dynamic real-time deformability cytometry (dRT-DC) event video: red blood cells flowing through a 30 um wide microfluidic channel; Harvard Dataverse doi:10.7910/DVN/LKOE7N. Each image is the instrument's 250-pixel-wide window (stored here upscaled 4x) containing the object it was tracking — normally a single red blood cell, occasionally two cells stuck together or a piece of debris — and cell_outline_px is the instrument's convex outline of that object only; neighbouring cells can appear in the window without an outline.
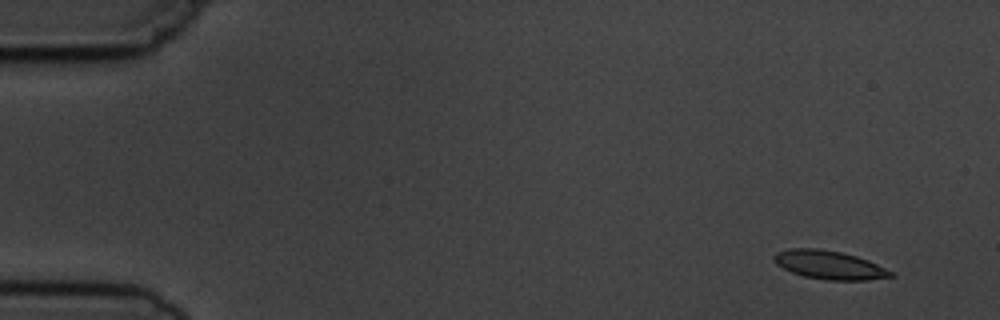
{"species": "common noctule bat (a hibernating species)", "species_latin": "Nyctalus noctula", "temperature_condition": "cold", "stored_images_in_passage": 7, "camera_frame_rate_fps": 3000, "um_per_image_px": 0.085, "animal": {"sex": "male", "body_mass_g": 19.5, "forearm_length_mm": 54.6}, "frame": {"image": 1, "passage_image": 1, "time_ms": 0.0, "image_size_px": [1000, 320], "cell_outline_px": [[896, 276], [868, 280], [824, 280], [804, 276], [792, 272], [776, 264], [772, 260], [772, 256], [776, 252], [792, 248], [820, 248], [840, 252], [856, 256], [868, 260], [892, 272]], "centroid_in_image_um": [70.46, 22.52], "position_along_channel_um": 14.5, "area_um2": 19.42}}
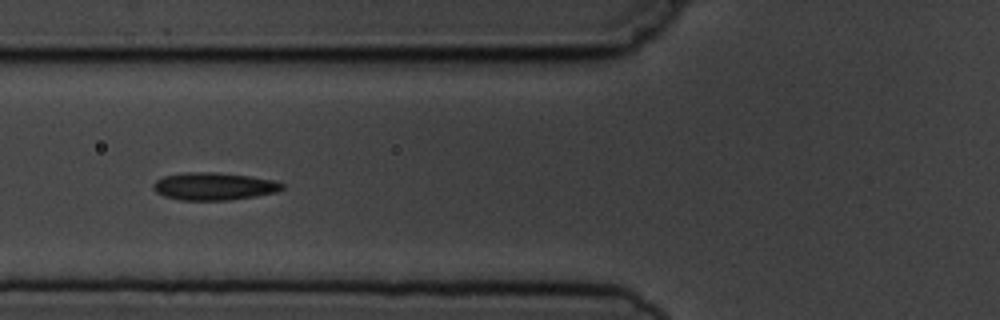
{"frame": {"image": 2, "passage_image": 6, "time_ms": 5.667, "image_size_px": [1000, 320], "cell_outline_px": [[284, 188], [276, 192], [256, 196], [228, 200], [180, 200], [164, 196], [156, 192], [152, 188], [152, 184], [156, 180], [164, 176], [184, 172], [216, 172], [248, 176], [276, 180], [284, 184]], "centroid_in_image_um": [18.17, 15.83], "position_along_channel_um": 107.6, "area_um2": 20.81}}
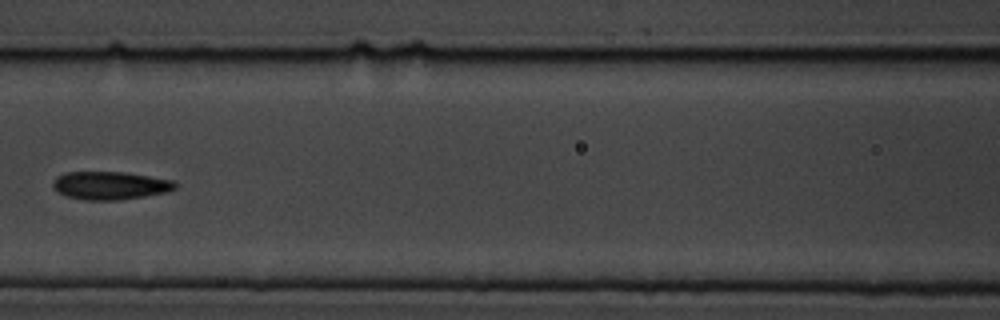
{"frame": {"image": 3, "passage_image": 7, "time_ms": 7.0, "image_size_px": [1000, 320], "cell_outline_px": [[176, 188], [168, 192], [144, 196], [116, 200], [84, 200], [68, 196], [52, 188], [52, 180], [56, 176], [64, 172], [124, 172], [172, 180], [176, 184]], "centroid_in_image_um": [9.33, 15.76], "position_along_channel_um": 157.3, "area_um2": 19.94}}